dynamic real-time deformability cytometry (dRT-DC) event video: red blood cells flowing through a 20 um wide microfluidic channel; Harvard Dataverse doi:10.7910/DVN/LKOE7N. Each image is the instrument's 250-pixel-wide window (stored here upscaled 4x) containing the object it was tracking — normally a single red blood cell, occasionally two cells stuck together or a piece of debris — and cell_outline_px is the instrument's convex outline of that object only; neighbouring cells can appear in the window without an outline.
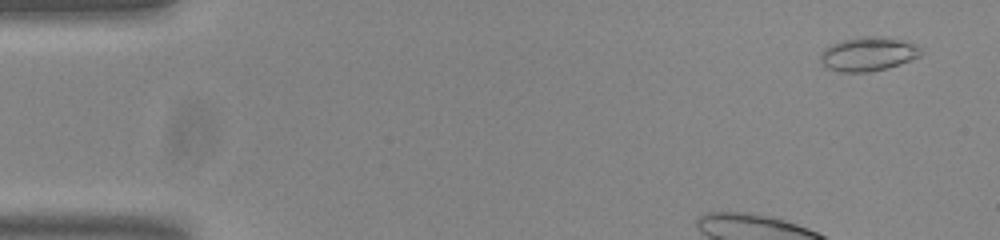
{"species": "common noctule bat (a hibernating species)", "species_latin": "Nyctalus noctula", "temperature_condition": "room temperature", "stored_images_in_passage": 14, "camera_frame_rate_fps": 3000, "um_per_image_px": 0.085, "animal": {"sex": "male", "body_mass_g": 20.0, "forearm_length_mm": 53.3}, "frame": {"image": 1, "passage_image": 1, "time_ms": 0.0, "image_size_px": [1000, 240], "cell_outline_px": [[924, 52], [920, 56], [900, 64], [888, 68], [868, 72], [840, 72], [828, 68], [820, 60], [820, 52], [824, 48], [832, 44], [844, 40], [860, 36], [884, 36], [900, 40], [912, 44], [920, 48]], "centroid_in_image_um": [73.78, 4.59], "position_along_channel_um": 11.2, "area_um2": 19.88}}